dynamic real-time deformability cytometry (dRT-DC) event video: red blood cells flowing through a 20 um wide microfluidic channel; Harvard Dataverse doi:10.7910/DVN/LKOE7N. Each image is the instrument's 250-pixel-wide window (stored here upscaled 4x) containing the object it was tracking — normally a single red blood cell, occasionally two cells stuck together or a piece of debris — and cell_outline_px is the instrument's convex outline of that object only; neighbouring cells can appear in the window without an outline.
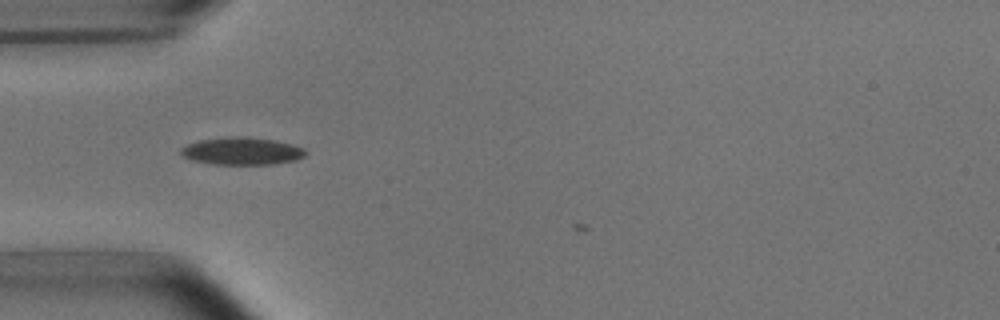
{"species": "common noctule bat (a hibernating species)", "species_latin": "Nyctalus noctula", "temperature_condition": "room temperature", "stored_images_in_passage": 3, "camera_frame_rate_fps": 3000, "um_per_image_px": 0.085, "animal": {"sex": "male", "body_mass_g": 15.6}, "frame": {"image": 1, "passage_image": 3, "time_ms": 2.333, "image_size_px": [1000, 320], "cell_outline_px": [[308, 152], [304, 156], [296, 160], [272, 164], [212, 164], [192, 160], [184, 156], [180, 152], [180, 148], [188, 144], [200, 140], [228, 136], [248, 136], [276, 140], [292, 144], [304, 148]], "centroid_in_image_um": [20.58, 12.83], "position_along_channel_um": 64.4, "area_um2": 20.11}}